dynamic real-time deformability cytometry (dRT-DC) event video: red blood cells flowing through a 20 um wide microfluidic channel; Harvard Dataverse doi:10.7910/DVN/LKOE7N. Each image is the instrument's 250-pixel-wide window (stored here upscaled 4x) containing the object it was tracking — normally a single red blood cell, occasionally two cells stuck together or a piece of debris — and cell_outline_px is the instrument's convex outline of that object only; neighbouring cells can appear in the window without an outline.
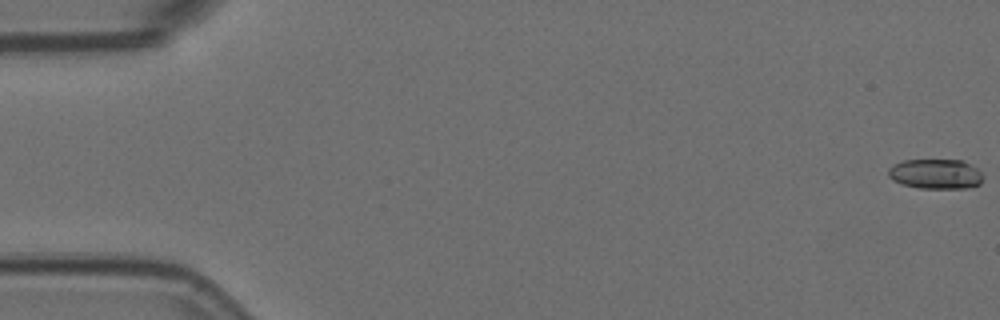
{"species": "Egyptian fruit bat (a non-hibernating species)", "species_latin": "Rousettus aegyptiacus", "temperature_condition": "room temperature", "stored_images_in_passage": 53, "camera_frame_rate_fps": 3000, "um_per_image_px": 0.085, "animal": {"sex": "female"}, "frame": {"image": 1, "passage_image": 1, "time_ms": 0.0, "image_size_px": [1000, 320], "cell_outline_px": [[984, 176], [980, 184], [964, 188], [920, 188], [904, 184], [892, 180], [888, 176], [888, 168], [904, 160], [960, 160], [976, 168]], "centroid_in_image_um": [79.52, 14.79], "position_along_channel_um": 5.5, "area_um2": 16.3}}
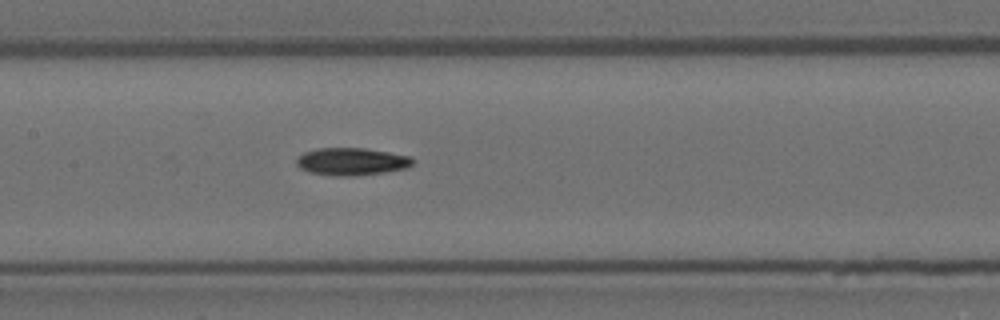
{"frame": {"image": 2, "passage_image": 28, "time_ms": 9.0, "image_size_px": [1000, 320], "cell_outline_px": [[412, 164], [408, 168], [384, 172], [352, 176], [332, 176], [308, 172], [300, 168], [296, 164], [296, 156], [304, 152], [316, 148], [364, 148], [412, 156]], "centroid_in_image_um": [29.84, 13.73], "position_along_channel_um": 177.6, "area_um2": 18.79}}
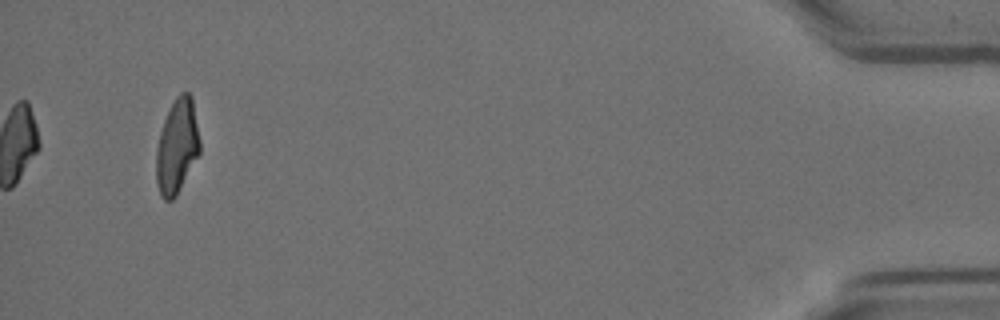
{"frame": {"image": 3, "passage_image": 53, "time_ms": 17.333, "image_size_px": [1000, 320], "cell_outline_px": [[200, 152], [176, 196], [172, 200], [164, 200], [160, 196], [156, 184], [156, 148], [160, 132], [164, 120], [176, 96], [180, 92], [188, 92], [192, 96], [200, 140]], "centroid_in_image_um": [15.04, 12.45], "position_along_channel_um": 420.2, "area_um2": 24.04}, "authors_computed_cell_mechanics": {"area_um2": 17.918, "velocity_mm_per_s": 3.5938, "shape_relaxation_time_tau1_ms": 10.7179, "shape_relaxation_time_tau2_ms": null, "deformation_change_tau1": 0.232, "deformation_change_tau2": null}}